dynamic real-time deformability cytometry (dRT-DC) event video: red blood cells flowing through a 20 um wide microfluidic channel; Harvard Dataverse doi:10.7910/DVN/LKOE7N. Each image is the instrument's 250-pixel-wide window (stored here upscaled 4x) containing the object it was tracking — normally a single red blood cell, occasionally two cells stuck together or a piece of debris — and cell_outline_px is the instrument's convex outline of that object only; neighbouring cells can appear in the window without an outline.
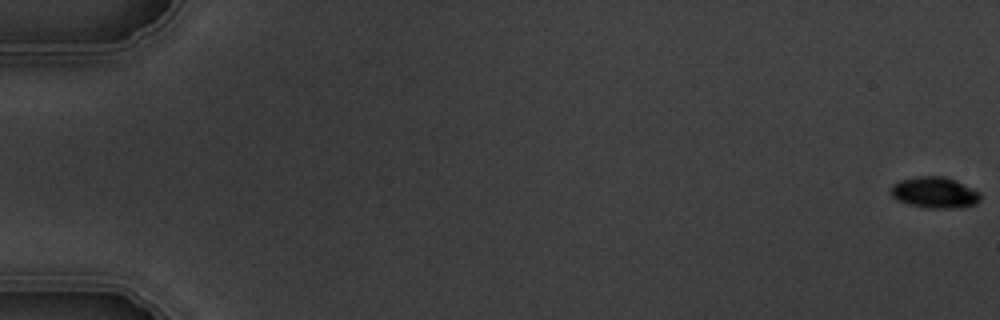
{"species": "common noctule bat (a hibernating species)", "species_latin": "Nyctalus noctula", "temperature_condition": "warm", "stored_images_in_passage": 7, "camera_frame_rate_fps": 3000, "um_per_image_px": 0.085, "animal": {"sex": "male", "body_mass_g": 19.5, "forearm_length_mm": 54.6}, "frame": {"image": 1, "passage_image": 1, "time_ms": 0.0, "image_size_px": [1000, 320], "cell_outline_px": [[980, 200], [976, 204], [960, 208], [928, 208], [908, 204], [896, 200], [892, 196], [892, 184], [900, 180], [916, 176], [944, 176], [956, 180], [980, 192]], "centroid_in_image_um": [79.45, 16.37], "position_along_channel_um": 5.5, "area_um2": 16.36}}
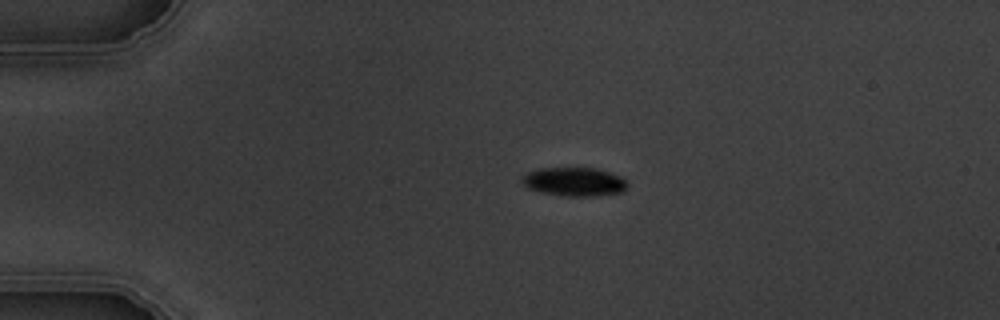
{"frame": {"image": 2, "passage_image": 4, "time_ms": 4.333, "image_size_px": [1000, 320], "cell_outline_px": [[628, 188], [624, 192], [596, 196], [564, 196], [540, 192], [528, 188], [520, 180], [528, 172], [540, 168], [596, 168], [620, 176], [628, 184]], "centroid_in_image_um": [48.83, 15.46], "position_along_channel_um": 36.2, "area_um2": 17.69}}